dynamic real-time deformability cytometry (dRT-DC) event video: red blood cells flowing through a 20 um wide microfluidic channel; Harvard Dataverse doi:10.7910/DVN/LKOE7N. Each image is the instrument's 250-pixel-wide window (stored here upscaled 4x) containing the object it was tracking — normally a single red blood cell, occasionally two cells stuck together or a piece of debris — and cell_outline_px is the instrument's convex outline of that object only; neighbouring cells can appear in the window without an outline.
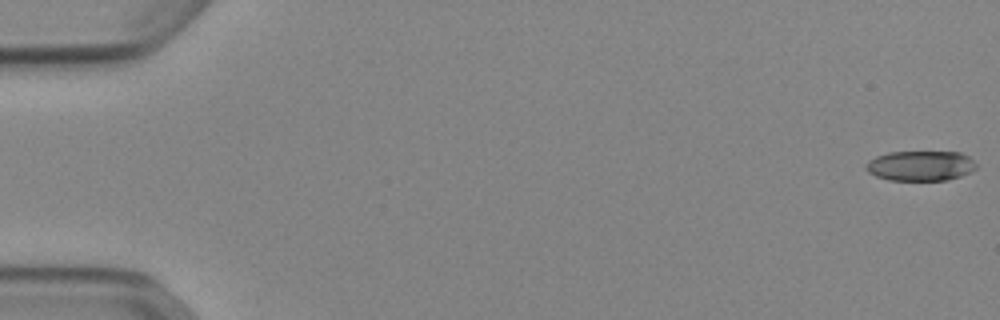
{"species": "Egyptian fruit bat (a non-hibernating species)", "species_latin": "Rousettus aegyptiacus", "temperature_condition": "cold", "stored_images_in_passage": 53, "camera_frame_rate_fps": 3000, "um_per_image_px": 0.085, "animal": {"sex": "female"}, "frame": {"image": 1, "passage_image": 1, "time_ms": 0.0, "image_size_px": [1000, 320], "cell_outline_px": [[976, 168], [960, 176], [948, 180], [888, 180], [876, 176], [868, 172], [864, 168], [864, 164], [868, 160], [876, 156], [888, 152], [960, 152], [968, 156], [976, 164]], "centroid_in_image_um": [78.19, 14.09], "position_along_channel_um": 6.8, "area_um2": 19.36}}
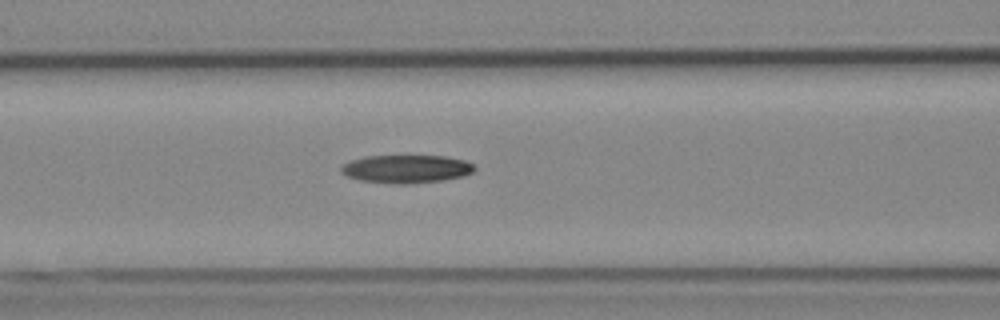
{"frame": {"image": 2, "passage_image": 23, "time_ms": 7.333, "image_size_px": [1000, 320], "cell_outline_px": [[476, 168], [472, 172], [464, 176], [444, 180], [408, 184], [396, 184], [360, 180], [348, 176], [340, 172], [340, 168], [344, 164], [352, 160], [364, 156], [444, 156], [464, 160], [476, 164]], "centroid_in_image_um": [34.57, 14.36], "position_along_channel_um": 132.0, "area_um2": 21.91}}
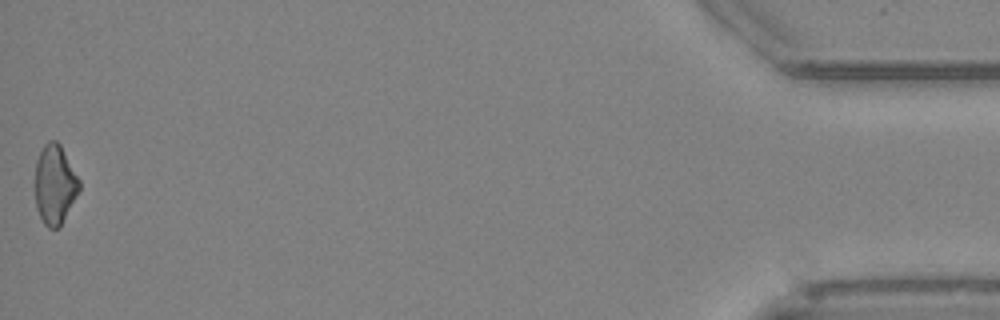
{"frame": {"image": 3, "passage_image": 53, "time_ms": 17.333, "image_size_px": [1000, 320], "cell_outline_px": [[80, 192], [60, 228], [48, 228], [44, 224], [36, 208], [36, 160], [44, 144], [48, 140], [56, 140], [60, 144], [80, 180]], "centroid_in_image_um": [4.69, 15.71], "position_along_channel_um": 430.5, "area_um2": 20.63}}